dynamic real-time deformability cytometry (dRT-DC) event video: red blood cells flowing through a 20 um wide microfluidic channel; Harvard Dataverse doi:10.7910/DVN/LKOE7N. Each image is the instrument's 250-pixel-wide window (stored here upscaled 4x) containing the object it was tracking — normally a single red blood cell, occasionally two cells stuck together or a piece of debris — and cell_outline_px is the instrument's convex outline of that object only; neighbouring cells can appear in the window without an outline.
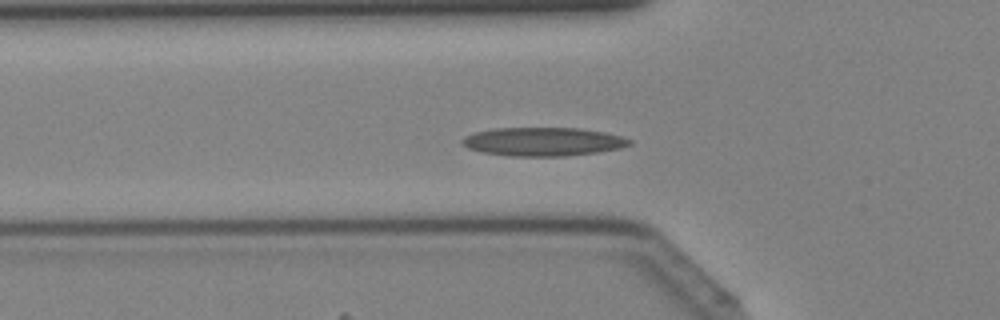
{"species": "Egyptian fruit bat (a non-hibernating species)", "species_latin": "Rousettus aegyptiacus", "temperature_condition": "cold", "stored_images_in_passage": 43, "camera_frame_rate_fps": 3000, "um_per_image_px": 0.085, "animal": {"sex": "female"}, "frame": {"image": 1, "passage_image": 15, "time_ms": 4.667, "image_size_px": [1000, 320], "cell_outline_px": [[632, 144], [620, 148], [596, 152], [564, 156], [508, 156], [480, 152], [468, 148], [460, 140], [464, 136], [472, 132], [492, 128], [580, 128], [604, 132], [620, 136], [632, 140]], "centroid_in_image_um": [46.11, 12.04], "position_along_channel_um": 79.7, "area_um2": 27.98}}
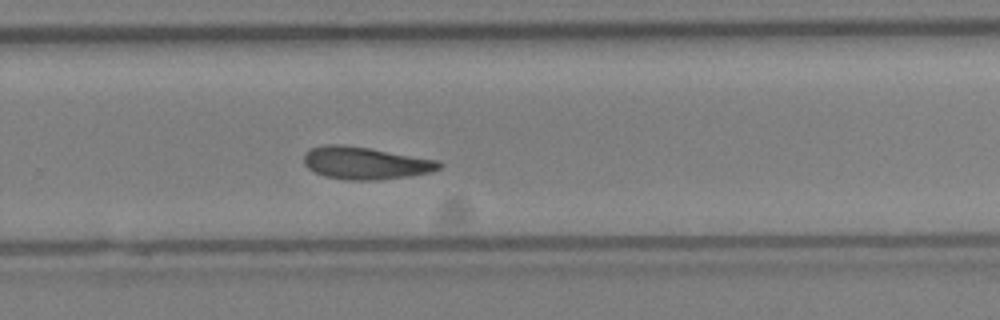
{"frame": {"image": 2, "passage_image": 29, "time_ms": 9.333, "image_size_px": [1000, 320], "cell_outline_px": [[444, 164], [440, 168], [432, 172], [408, 176], [376, 180], [348, 180], [324, 176], [308, 168], [304, 164], [304, 152], [312, 148], [328, 144], [344, 144], [440, 160]], "centroid_in_image_um": [31.08, 13.86], "position_along_channel_um": 298.7, "area_um2": 25.61}}
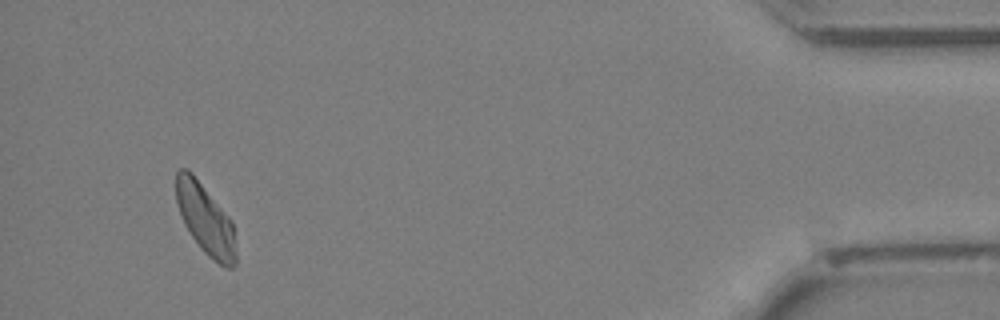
{"frame": {"image": 3, "passage_image": 41, "time_ms": 13.333, "image_size_px": [1000, 320], "cell_outline_px": [[236, 264], [232, 268], [228, 268], [220, 264], [208, 256], [204, 252], [192, 236], [184, 224], [176, 200], [176, 172], [180, 168], [188, 168], [192, 172], [232, 220], [236, 256]], "centroid_in_image_um": [17.46, 18.62], "position_along_channel_um": 417.7, "area_um2": 24.33}}